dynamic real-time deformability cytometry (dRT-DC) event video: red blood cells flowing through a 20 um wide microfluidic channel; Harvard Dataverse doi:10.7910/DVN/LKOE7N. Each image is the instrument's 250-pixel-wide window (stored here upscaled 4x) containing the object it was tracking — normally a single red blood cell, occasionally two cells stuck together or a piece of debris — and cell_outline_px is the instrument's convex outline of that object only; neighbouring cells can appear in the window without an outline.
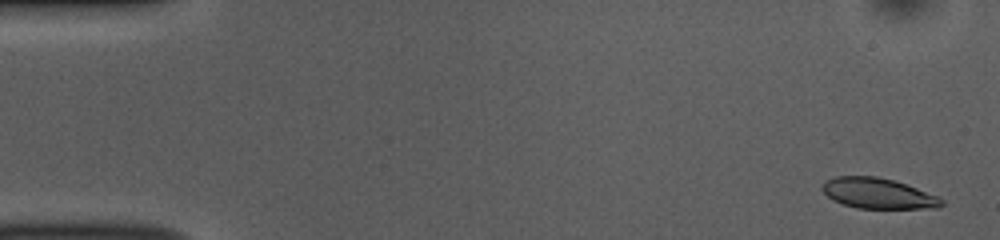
{"species": "common noctule bat (a hibernating species)", "species_latin": "Nyctalus noctula", "temperature_condition": "room temperature", "stored_images_in_passage": 52, "camera_frame_rate_fps": 3000, "um_per_image_px": 0.085, "animal": {"sex": "female", "body_mass_g": 10.0, "forearm_length_mm": 53.1}, "frame": {"image": 1, "passage_image": 2, "time_ms": 0.333, "image_size_px": [1000, 240], "cell_outline_px": [[944, 204], [940, 208], [856, 208], [832, 200], [820, 188], [824, 180], [836, 176], [876, 176], [892, 180], [916, 188], [936, 196], [944, 200]], "centroid_in_image_um": [74.59, 16.44], "position_along_channel_um": 10.4, "area_um2": 21.1}}
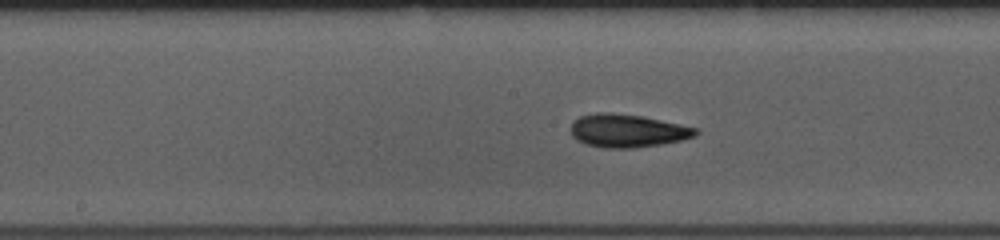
{"frame": {"image": 2, "passage_image": 26, "time_ms": 8.333, "image_size_px": [1000, 240], "cell_outline_px": [[700, 132], [696, 136], [680, 140], [660, 144], [636, 148], [604, 148], [584, 144], [576, 140], [572, 136], [572, 124], [580, 116], [596, 112], [604, 112], [644, 116], [696, 128]], "centroid_in_image_um": [53.32, 11.12], "position_along_channel_um": 194.9, "area_um2": 24.04}}
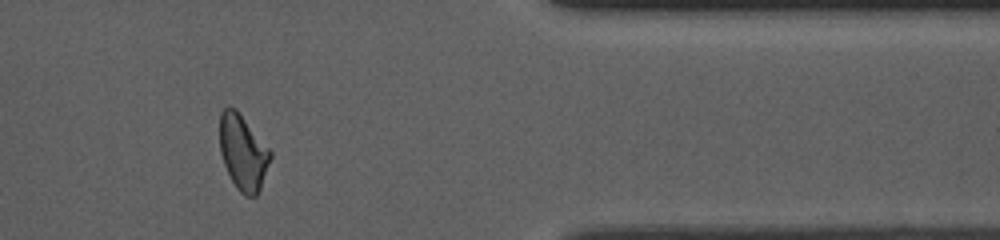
{"frame": {"image": 3, "passage_image": 43, "time_ms": 14.0, "image_size_px": [1000, 240], "cell_outline_px": [[272, 156], [260, 188], [256, 196], [244, 196], [236, 188], [224, 164], [220, 152], [220, 112], [224, 108], [236, 108], [272, 152]], "centroid_in_image_um": [20.65, 12.95], "position_along_channel_um": 390.7, "area_um2": 22.02}, "authors_computed_cell_mechanics": {"area_um2": 22.5131, "velocity_mm_per_s": 3.8629, "shape_relaxation_time_tau1_ms": 4.5468, "shape_relaxation_time_tau2_ms": 3.8996, "deformation_change_tau1": 0.1484, "deformation_change_tau2": 0.1117}}